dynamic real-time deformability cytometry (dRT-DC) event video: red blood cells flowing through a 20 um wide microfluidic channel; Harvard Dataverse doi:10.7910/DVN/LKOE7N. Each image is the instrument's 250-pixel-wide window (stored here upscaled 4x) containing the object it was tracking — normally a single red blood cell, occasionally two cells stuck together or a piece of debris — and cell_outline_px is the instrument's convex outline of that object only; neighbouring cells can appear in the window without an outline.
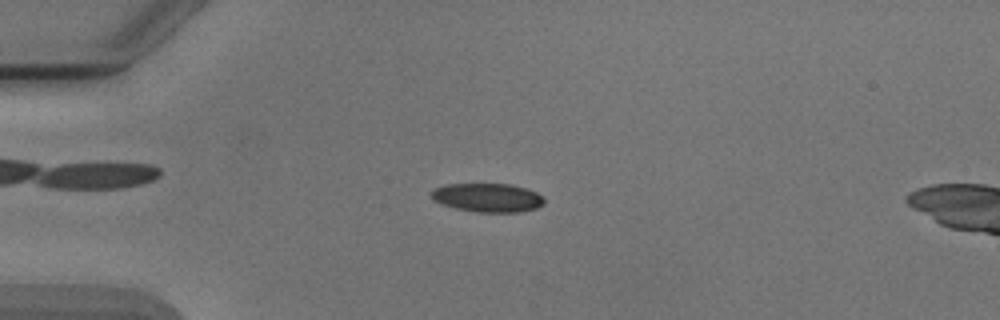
{"species": "Egyptian fruit bat (a non-hibernating species)", "species_latin": "Rousettus aegyptiacus", "temperature_condition": "cold", "stored_images_in_passage": 8, "camera_frame_rate_fps": 3000, "um_per_image_px": 0.085, "animal": {"sex": "male"}, "frame": {"image": 1, "passage_image": 3, "time_ms": 2.333, "image_size_px": [1000, 320], "cell_outline_px": [[544, 204], [536, 208], [516, 212], [476, 212], [456, 208], [444, 204], [436, 200], [432, 196], [432, 188], [444, 184], [512, 184], [536, 192], [544, 200]], "centroid_in_image_um": [41.44, 16.79], "position_along_channel_um": 43.6, "area_um2": 18.67}}
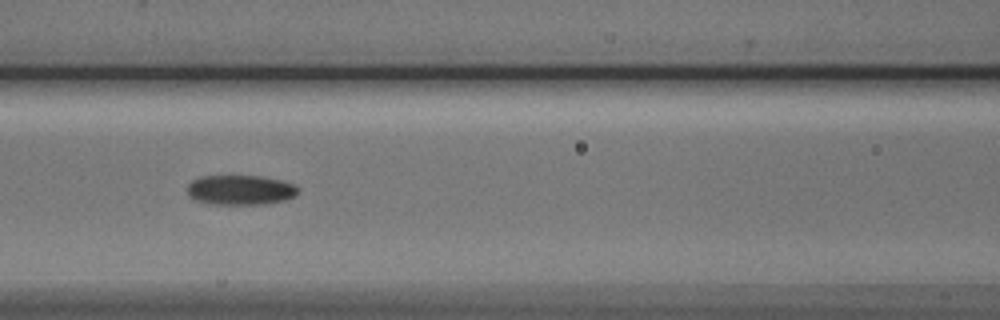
{"frame": {"image": 2, "passage_image": 6, "time_ms": 5.667, "image_size_px": [1000, 320], "cell_outline_px": [[296, 196], [288, 200], [268, 204], [212, 204], [196, 200], [188, 196], [188, 184], [192, 180], [200, 176], [264, 176], [280, 180], [292, 184], [296, 188]], "centroid_in_image_um": [20.42, 16.15], "position_along_channel_um": 146.2, "area_um2": 19.31}}
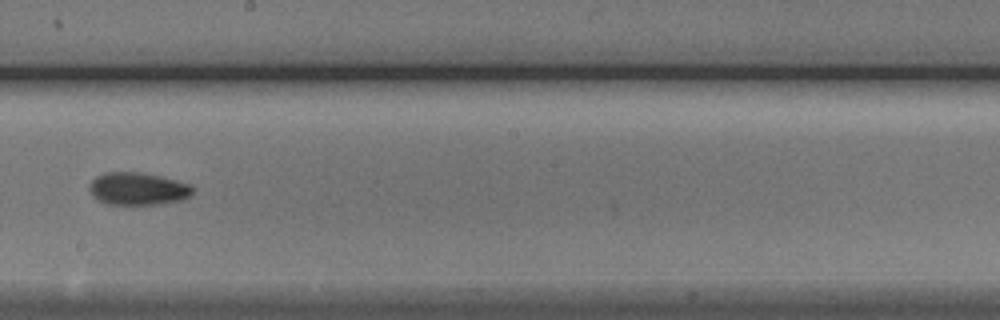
{"frame": {"image": 3, "passage_image": 8, "time_ms": 8.0, "image_size_px": [1000, 320], "cell_outline_px": [[192, 192], [184, 200], [160, 204], [108, 204], [96, 200], [92, 196], [88, 188], [92, 180], [96, 176], [104, 172], [140, 172], [160, 176], [192, 184]], "centroid_in_image_um": [11.69, 16.04], "position_along_channel_um": 236.5, "area_um2": 19.77}}